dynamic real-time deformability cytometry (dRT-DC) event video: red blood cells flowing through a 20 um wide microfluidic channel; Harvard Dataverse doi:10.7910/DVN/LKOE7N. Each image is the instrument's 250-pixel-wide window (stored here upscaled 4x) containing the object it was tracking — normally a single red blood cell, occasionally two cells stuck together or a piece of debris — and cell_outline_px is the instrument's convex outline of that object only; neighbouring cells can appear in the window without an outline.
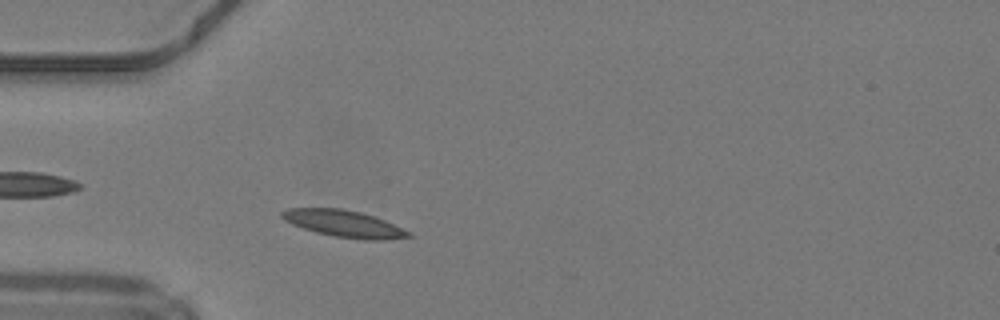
{"species": "common noctule bat (a hibernating species)", "species_latin": "Nyctalus noctula", "temperature_condition": "warm", "stored_images_in_passage": 40, "camera_frame_rate_fps": 3000, "um_per_image_px": 0.085, "animal": {"sex": "male", "body_mass_g": 19.2, "forearm_length_mm": 51.8}, "frame": {"image": 1, "passage_image": 6, "time_ms": 1.667, "image_size_px": [1000, 320], "cell_outline_px": [[416, 236], [388, 240], [364, 240], [332, 236], [316, 232], [292, 224], [284, 220], [280, 216], [280, 212], [288, 208], [340, 208], [360, 212], [384, 220], [412, 232]], "centroid_in_image_um": [29.27, 19.02], "position_along_channel_um": 55.7, "area_um2": 19.94}}
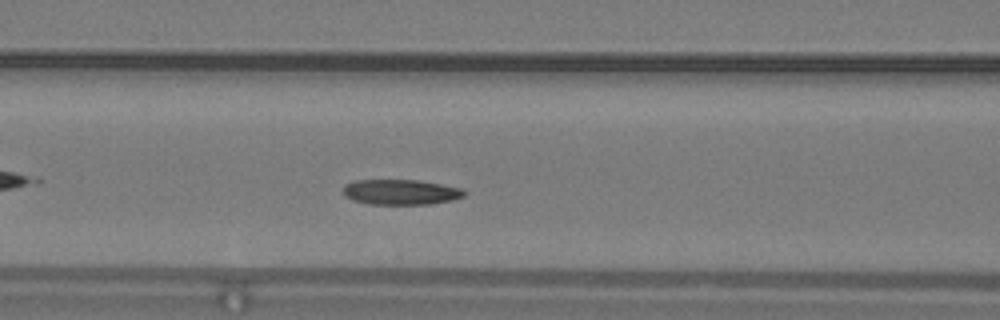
{"frame": {"image": 2, "passage_image": 12, "time_ms": 3.667, "image_size_px": [1000, 320], "cell_outline_px": [[468, 192], [464, 196], [452, 200], [432, 204], [368, 204], [352, 200], [344, 196], [344, 184], [356, 180], [416, 180], [464, 188]], "centroid_in_image_um": [34.08, 16.33], "position_along_channel_um": 132.5, "area_um2": 17.98}}
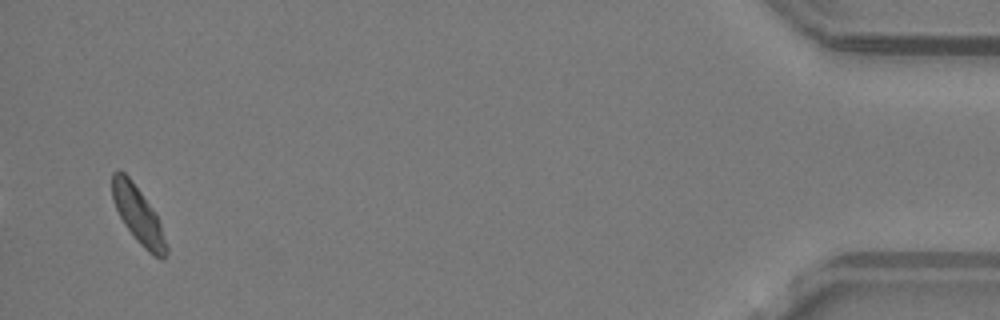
{"frame": {"image": 3, "passage_image": 39, "time_ms": 12.667, "image_size_px": [1000, 320], "cell_outline_px": [[168, 252], [164, 260], [160, 260], [148, 252], [136, 240], [124, 224], [112, 200], [112, 172], [116, 168], [120, 168], [132, 180], [156, 212], [168, 248]], "centroid_in_image_um": [11.74, 18.26], "position_along_channel_um": 423.5, "area_um2": 18.15}, "authors_computed_cell_mechanics": {"area_um2": 18.2648, "velocity_mm_per_s": 4.177, "shape_relaxation_time_tau1_ms": 7.2431, "shape_relaxation_time_tau2_ms": null, "deformation_change_tau1": 0.182, "deformation_change_tau2": null}}